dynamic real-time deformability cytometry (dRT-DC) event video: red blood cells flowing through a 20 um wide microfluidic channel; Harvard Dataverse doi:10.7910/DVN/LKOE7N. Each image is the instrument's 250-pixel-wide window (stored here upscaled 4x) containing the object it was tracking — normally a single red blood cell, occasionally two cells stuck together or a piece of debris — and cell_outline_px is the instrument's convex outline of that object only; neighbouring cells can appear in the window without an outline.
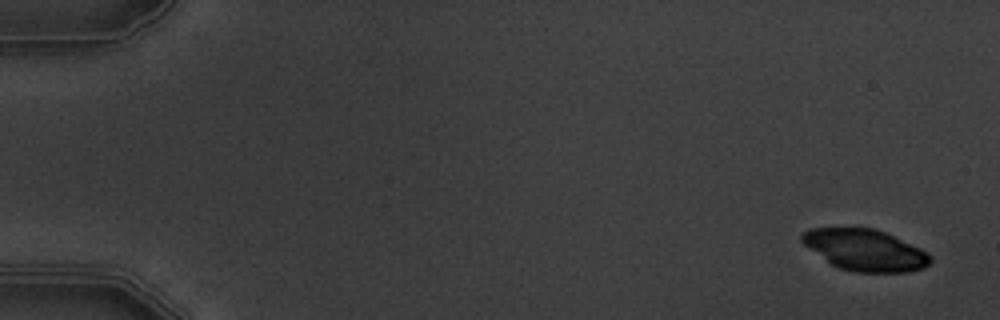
{"species": "common noctule bat (a hibernating species)", "species_latin": "Nyctalus noctula", "temperature_condition": "warm", "stored_images_in_passage": 6, "camera_frame_rate_fps": 3000, "um_per_image_px": 0.085, "animal": {"sex": "male", "body_mass_g": 19.5, "forearm_length_mm": 54.6}, "frame": {"image": 1, "passage_image": 1, "time_ms": 0.0, "image_size_px": [1000, 320], "cell_outline_px": [[932, 260], [924, 268], [908, 272], [852, 272], [840, 268], [832, 264], [808, 248], [800, 240], [800, 236], [808, 228], [872, 228], [884, 232], [920, 248], [932, 256]], "centroid_in_image_um": [73.52, 21.26], "position_along_channel_um": 11.5, "area_um2": 30.75}}